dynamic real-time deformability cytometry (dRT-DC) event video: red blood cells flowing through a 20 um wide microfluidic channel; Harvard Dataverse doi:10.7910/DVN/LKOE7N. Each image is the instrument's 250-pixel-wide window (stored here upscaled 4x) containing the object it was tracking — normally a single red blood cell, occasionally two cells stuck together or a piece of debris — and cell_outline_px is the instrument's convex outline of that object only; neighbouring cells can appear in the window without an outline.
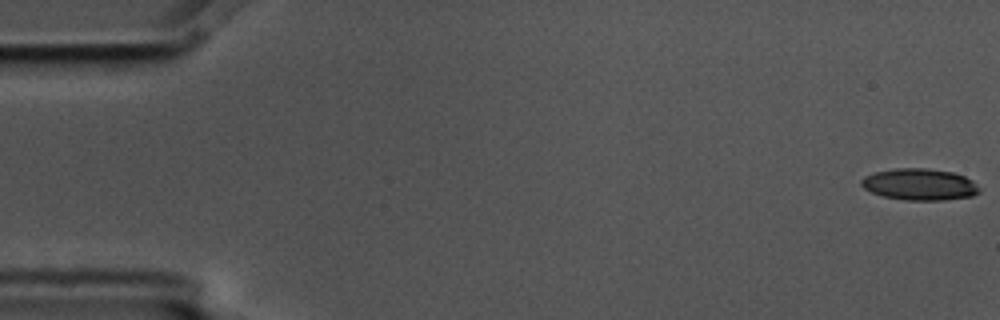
{"species": "common noctule bat (a hibernating species)", "species_latin": "Nyctalus noctula", "temperature_condition": "cold", "stored_images_in_passage": 4, "camera_frame_rate_fps": 3000, "um_per_image_px": 0.085, "animal": {"sex": "male", "body_mass_g": 17.5, "forearm_length_mm": 52.3}, "frame": {"image": 1, "passage_image": 1, "time_ms": 0.0, "image_size_px": [1000, 320], "cell_outline_px": [[980, 192], [972, 196], [944, 200], [908, 200], [884, 196], [872, 192], [864, 188], [860, 184], [860, 180], [864, 176], [876, 172], [896, 168], [924, 168], [952, 172], [964, 176], [972, 180], [980, 188]], "centroid_in_image_um": [78.17, 15.67], "position_along_channel_um": 6.8, "area_um2": 21.62}}